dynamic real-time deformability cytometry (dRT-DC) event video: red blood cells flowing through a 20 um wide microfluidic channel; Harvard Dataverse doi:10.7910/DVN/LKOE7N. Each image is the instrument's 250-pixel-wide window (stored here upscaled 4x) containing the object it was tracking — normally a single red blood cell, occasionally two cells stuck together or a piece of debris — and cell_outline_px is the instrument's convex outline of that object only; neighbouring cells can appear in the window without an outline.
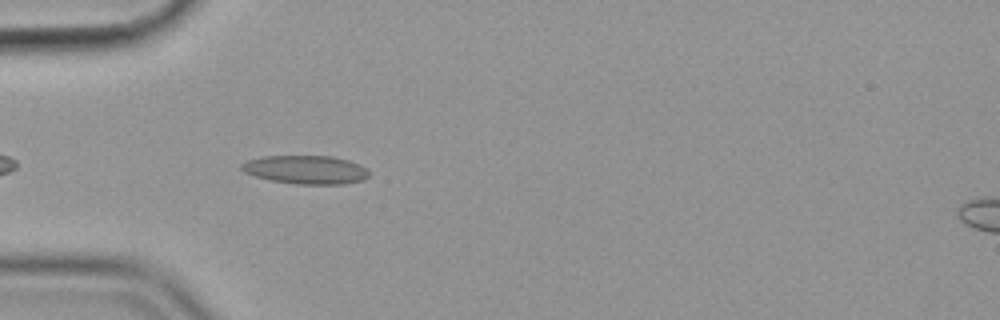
{"species": "common noctule bat (a hibernating species)", "species_latin": "Nyctalus noctula", "temperature_condition": "cold", "stored_images_in_passage": 44, "camera_frame_rate_fps": 3000, "um_per_image_px": 0.085, "animal": {"sex": "female", "body_mass_g": 19.9}, "frame": {"image": 1, "passage_image": 5, "time_ms": 1.333, "image_size_px": [1000, 320], "cell_outline_px": [[368, 176], [364, 180], [344, 184], [296, 184], [272, 180], [256, 176], [244, 172], [240, 168], [240, 164], [248, 160], [264, 156], [332, 156], [348, 160], [360, 164], [368, 172]], "centroid_in_image_um": [25.99, 14.42], "position_along_channel_um": 59.0, "area_um2": 21.1}}
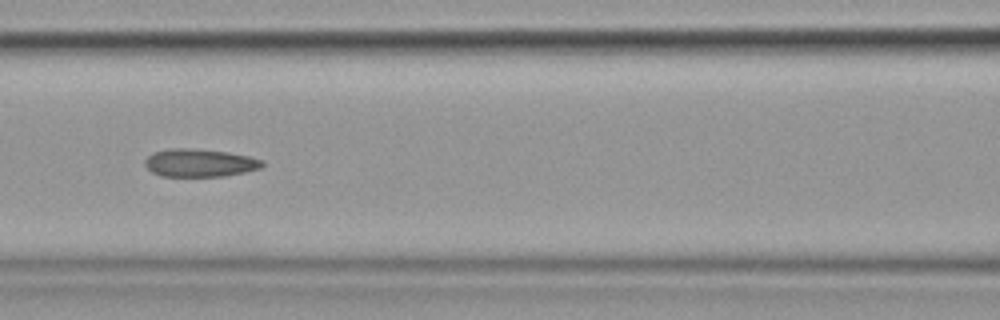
{"frame": {"image": 2, "passage_image": 13, "time_ms": 4.0, "image_size_px": [1000, 320], "cell_outline_px": [[264, 164], [260, 168], [244, 172], [224, 176], [160, 176], [152, 172], [144, 164], [144, 160], [152, 152], [168, 148], [184, 148], [228, 152], [248, 156], [264, 160]], "centroid_in_image_um": [16.95, 13.84], "position_along_channel_um": 149.7, "area_um2": 19.07}}
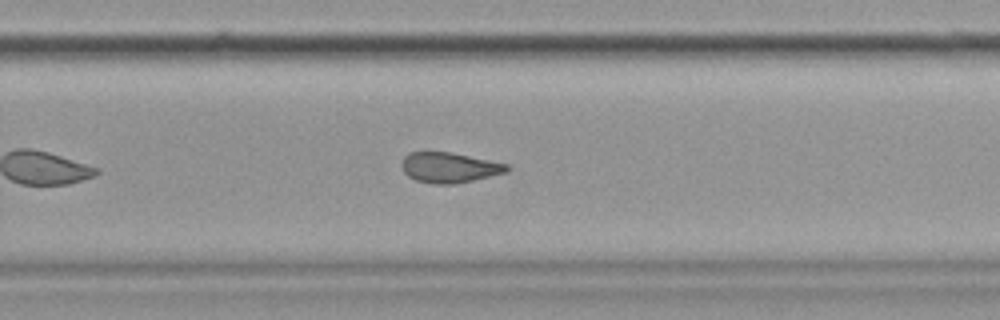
{"frame": {"image": 3, "passage_image": 25, "time_ms": 8.0, "image_size_px": [1000, 320], "cell_outline_px": [[508, 168], [504, 172], [472, 180], [452, 184], [432, 184], [416, 180], [408, 176], [404, 172], [400, 164], [404, 156], [408, 152], [452, 152], [508, 164]], "centroid_in_image_um": [38.11, 14.23], "position_along_channel_um": 291.7, "area_um2": 18.38}, "authors_computed_cell_mechanics": {"area_um2": 19.7098, "velocity_mm_per_s": 3.565, "shape_relaxation_time_tau1_ms": 8.7349, "shape_relaxation_time_tau2_ms": 2.6608, "deformation_change_tau1": 0.1522, "deformation_change_tau2": 0.0965}}